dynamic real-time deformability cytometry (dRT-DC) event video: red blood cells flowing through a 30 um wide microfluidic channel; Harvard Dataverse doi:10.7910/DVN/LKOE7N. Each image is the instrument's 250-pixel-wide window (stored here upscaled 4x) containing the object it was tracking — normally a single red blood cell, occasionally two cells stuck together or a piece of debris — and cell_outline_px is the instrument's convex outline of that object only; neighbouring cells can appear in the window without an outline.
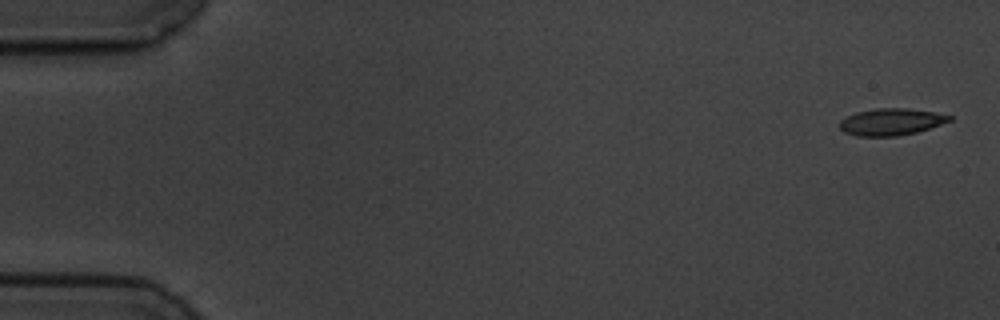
{"species": "common noctule bat (a hibernating species)", "species_latin": "Nyctalus noctula", "temperature_condition": "cold", "stored_images_in_passage": 5, "camera_frame_rate_fps": 3000, "um_per_image_px": 0.085, "animal": {"sex": "male", "body_mass_g": 19.5, "forearm_length_mm": 54.6}, "frame": {"image": 1, "passage_image": 1, "time_ms": 0.0, "image_size_px": [1000, 320], "cell_outline_px": [[952, 120], [916, 132], [896, 136], [856, 136], [844, 132], [840, 128], [840, 120], [856, 112], [876, 108], [908, 108], [936, 112], [952, 116]], "centroid_in_image_um": [75.74, 10.35], "position_along_channel_um": 9.3, "area_um2": 17.11}}
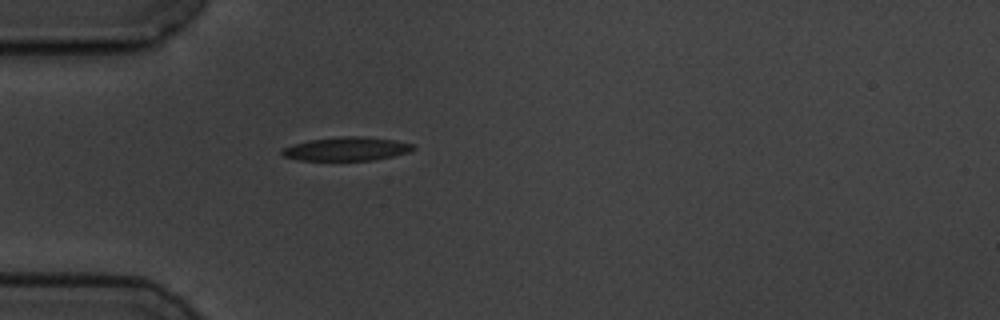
{"frame": {"image": 2, "passage_image": 5, "time_ms": 5.0, "image_size_px": [1000, 320], "cell_outline_px": [[416, 148], [408, 152], [392, 156], [372, 160], [300, 160], [284, 156], [280, 152], [280, 148], [292, 144], [308, 140], [340, 136], [364, 136], [396, 140], [412, 144]], "centroid_in_image_um": [29.42, 12.64], "position_along_channel_um": 55.6, "area_um2": 18.15}}